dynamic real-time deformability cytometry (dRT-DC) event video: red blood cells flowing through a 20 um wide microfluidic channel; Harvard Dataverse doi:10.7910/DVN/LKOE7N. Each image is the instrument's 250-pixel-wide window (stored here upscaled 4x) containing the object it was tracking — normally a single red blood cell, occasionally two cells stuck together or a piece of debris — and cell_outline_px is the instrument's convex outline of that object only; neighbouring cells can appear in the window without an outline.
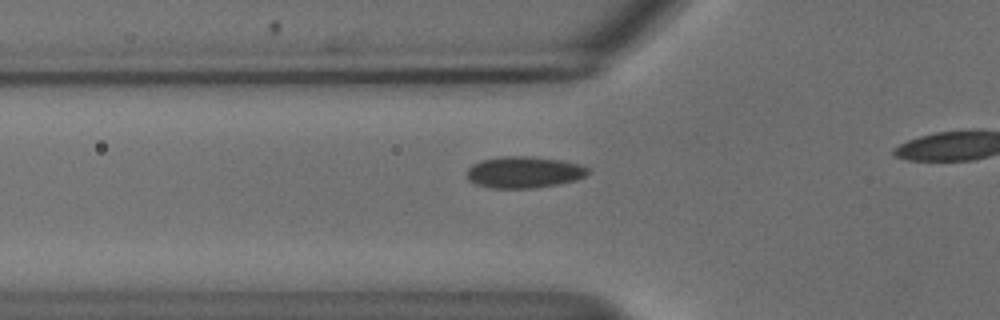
{"species": "common noctule bat (a hibernating species)", "species_latin": "Nyctalus noctula", "temperature_condition": "cold", "stored_images_in_passage": 17, "camera_frame_rate_fps": 3000, "um_per_image_px": 0.085, "animal": {"sex": "male", "body_mass_g": 18.8}, "frame": {"image": 1, "passage_image": 8, "time_ms": 2.333, "image_size_px": [1000, 320], "cell_outline_px": [[592, 172], [576, 180], [560, 184], [532, 188], [492, 188], [476, 184], [468, 180], [468, 168], [472, 164], [480, 160], [500, 156], [532, 156], [560, 160], [580, 164], [588, 168]], "centroid_in_image_um": [44.55, 14.63], "position_along_channel_um": 81.2, "area_um2": 22.43}}
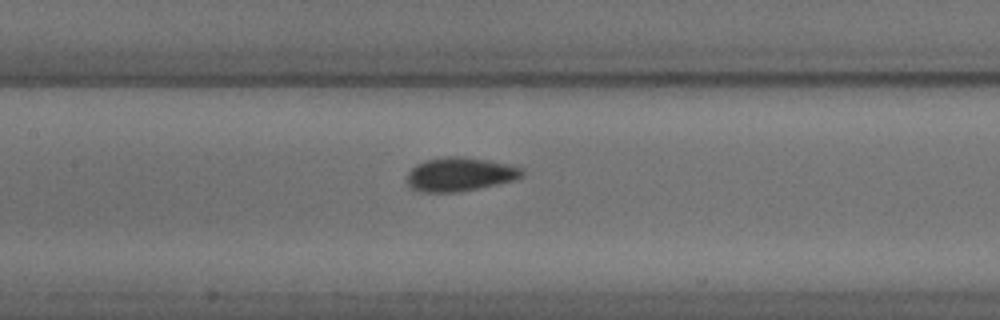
{"frame": {"image": 2, "passage_image": 15, "time_ms": 4.667, "image_size_px": [1000, 320], "cell_outline_px": [[524, 176], [516, 180], [476, 188], [452, 192], [424, 192], [412, 188], [408, 184], [408, 172], [416, 164], [424, 160], [448, 156], [464, 156], [488, 160], [508, 164], [520, 168], [524, 172]], "centroid_in_image_um": [39.1, 14.8], "position_along_channel_um": 168.3, "area_um2": 22.48}}